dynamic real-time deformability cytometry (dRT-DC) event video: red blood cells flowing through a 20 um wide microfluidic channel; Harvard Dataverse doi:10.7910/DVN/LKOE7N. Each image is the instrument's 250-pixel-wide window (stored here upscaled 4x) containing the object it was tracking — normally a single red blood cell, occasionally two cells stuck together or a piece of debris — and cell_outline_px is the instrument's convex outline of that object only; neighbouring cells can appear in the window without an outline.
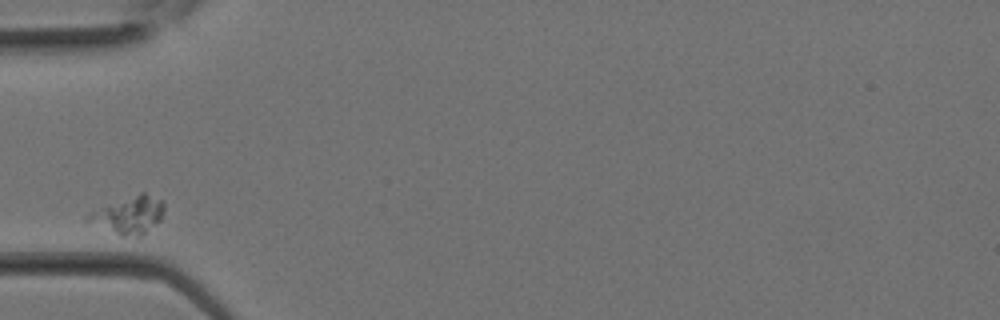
{"species": "Egyptian fruit bat (a non-hibernating species)", "species_latin": "Rousettus aegyptiacus", "temperature_condition": "room temperature", "stored_images_in_passage": 16, "camera_frame_rate_fps": 3000, "um_per_image_px": 0.085, "animal": {"sex": "female"}, "frame": {"image": 1, "passage_image": 1, "time_ms": 0.0, "image_size_px": [1000, 320], "cell_outline_px": [[164, 212], [160, 220], [144, 236], [120, 236], [84, 220], [84, 216], [92, 212], [140, 192], [144, 192], [164, 200]], "centroid_in_image_um": [11.0, 18.3], "position_along_channel_um": 74.0, "area_um2": 16.53}}
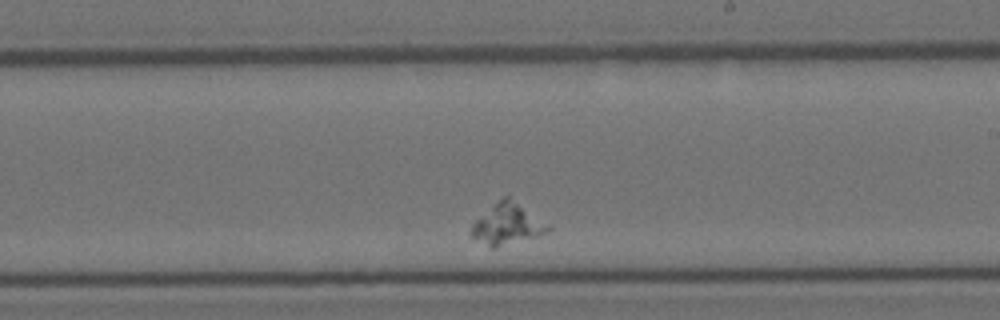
{"frame": {"image": 2, "passage_image": 10, "time_ms": 3.0, "image_size_px": [1000, 320], "cell_outline_px": [[552, 228], [548, 232], [536, 236], [492, 248], [488, 248], [472, 236], [472, 224], [492, 204], [504, 196], [508, 196]], "centroid_in_image_um": [43.08, 19.06], "position_along_channel_um": 245.9, "area_um2": 17.69}}
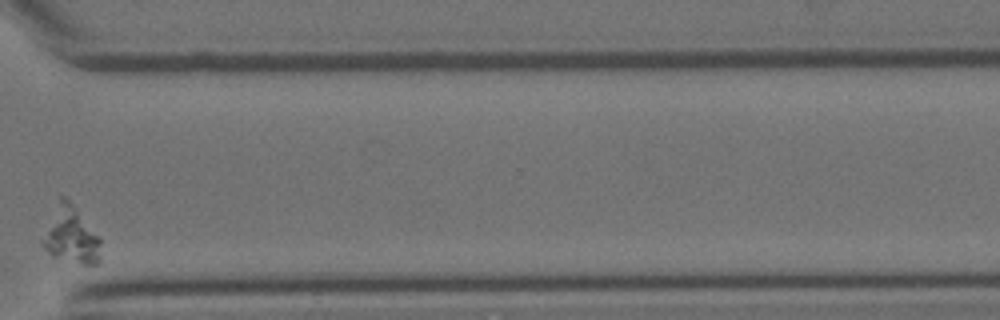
{"frame": {"image": 3, "passage_image": 16, "time_ms": 5.0, "image_size_px": [1000, 320], "cell_outline_px": [[100, 260], [96, 264], [80, 264], [52, 256], [44, 248], [40, 240], [60, 196], [64, 196], [76, 208], [100, 236]], "centroid_in_image_um": [6.04, 20.02], "position_along_channel_um": 364.6, "area_um2": 19.13}}